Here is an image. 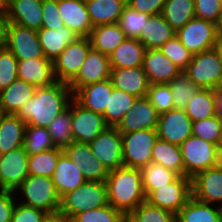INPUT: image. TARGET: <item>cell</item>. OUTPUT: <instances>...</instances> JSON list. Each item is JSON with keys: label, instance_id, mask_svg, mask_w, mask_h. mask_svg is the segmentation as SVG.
Segmentation results:
<instances>
[{"label": "cell", "instance_id": "obj_61", "mask_svg": "<svg viewBox=\"0 0 222 222\" xmlns=\"http://www.w3.org/2000/svg\"><path fill=\"white\" fill-rule=\"evenodd\" d=\"M216 147L218 149V152L222 156V127H221V132L218 135V139H217V142H216Z\"/></svg>", "mask_w": 222, "mask_h": 222}, {"label": "cell", "instance_id": "obj_42", "mask_svg": "<svg viewBox=\"0 0 222 222\" xmlns=\"http://www.w3.org/2000/svg\"><path fill=\"white\" fill-rule=\"evenodd\" d=\"M23 147L28 155L56 148L50 133L45 127L26 125Z\"/></svg>", "mask_w": 222, "mask_h": 222}, {"label": "cell", "instance_id": "obj_26", "mask_svg": "<svg viewBox=\"0 0 222 222\" xmlns=\"http://www.w3.org/2000/svg\"><path fill=\"white\" fill-rule=\"evenodd\" d=\"M51 178L60 198L86 182L81 168L71 161L64 152L58 157L57 164Z\"/></svg>", "mask_w": 222, "mask_h": 222}, {"label": "cell", "instance_id": "obj_23", "mask_svg": "<svg viewBox=\"0 0 222 222\" xmlns=\"http://www.w3.org/2000/svg\"><path fill=\"white\" fill-rule=\"evenodd\" d=\"M110 79L113 87L136 98L144 97L150 86L142 66L111 69Z\"/></svg>", "mask_w": 222, "mask_h": 222}, {"label": "cell", "instance_id": "obj_37", "mask_svg": "<svg viewBox=\"0 0 222 222\" xmlns=\"http://www.w3.org/2000/svg\"><path fill=\"white\" fill-rule=\"evenodd\" d=\"M136 97L113 88L111 96H109L108 107L103 117L108 126L116 127L133 107Z\"/></svg>", "mask_w": 222, "mask_h": 222}, {"label": "cell", "instance_id": "obj_57", "mask_svg": "<svg viewBox=\"0 0 222 222\" xmlns=\"http://www.w3.org/2000/svg\"><path fill=\"white\" fill-rule=\"evenodd\" d=\"M6 14L0 13V48L5 46L6 43Z\"/></svg>", "mask_w": 222, "mask_h": 222}, {"label": "cell", "instance_id": "obj_39", "mask_svg": "<svg viewBox=\"0 0 222 222\" xmlns=\"http://www.w3.org/2000/svg\"><path fill=\"white\" fill-rule=\"evenodd\" d=\"M146 198L155 190L172 182L178 175L162 165L150 163L141 169Z\"/></svg>", "mask_w": 222, "mask_h": 222}, {"label": "cell", "instance_id": "obj_59", "mask_svg": "<svg viewBox=\"0 0 222 222\" xmlns=\"http://www.w3.org/2000/svg\"><path fill=\"white\" fill-rule=\"evenodd\" d=\"M216 29H217V38L218 41H222V14L219 18L218 23L216 24Z\"/></svg>", "mask_w": 222, "mask_h": 222}, {"label": "cell", "instance_id": "obj_1", "mask_svg": "<svg viewBox=\"0 0 222 222\" xmlns=\"http://www.w3.org/2000/svg\"><path fill=\"white\" fill-rule=\"evenodd\" d=\"M72 99L73 93L68 84L58 81L52 86L37 87L34 96L16 115L26 125L46 128L56 116L68 108Z\"/></svg>", "mask_w": 222, "mask_h": 222}, {"label": "cell", "instance_id": "obj_51", "mask_svg": "<svg viewBox=\"0 0 222 222\" xmlns=\"http://www.w3.org/2000/svg\"><path fill=\"white\" fill-rule=\"evenodd\" d=\"M195 17L215 24L222 14L220 0H194Z\"/></svg>", "mask_w": 222, "mask_h": 222}, {"label": "cell", "instance_id": "obj_58", "mask_svg": "<svg viewBox=\"0 0 222 222\" xmlns=\"http://www.w3.org/2000/svg\"><path fill=\"white\" fill-rule=\"evenodd\" d=\"M45 222H71V221L60 214H55V215H49V217L45 220Z\"/></svg>", "mask_w": 222, "mask_h": 222}, {"label": "cell", "instance_id": "obj_48", "mask_svg": "<svg viewBox=\"0 0 222 222\" xmlns=\"http://www.w3.org/2000/svg\"><path fill=\"white\" fill-rule=\"evenodd\" d=\"M159 49L181 71H184L192 60L193 54L181 43L176 35L165 42Z\"/></svg>", "mask_w": 222, "mask_h": 222}, {"label": "cell", "instance_id": "obj_54", "mask_svg": "<svg viewBox=\"0 0 222 222\" xmlns=\"http://www.w3.org/2000/svg\"><path fill=\"white\" fill-rule=\"evenodd\" d=\"M16 201L13 191L0 189V222H11Z\"/></svg>", "mask_w": 222, "mask_h": 222}, {"label": "cell", "instance_id": "obj_22", "mask_svg": "<svg viewBox=\"0 0 222 222\" xmlns=\"http://www.w3.org/2000/svg\"><path fill=\"white\" fill-rule=\"evenodd\" d=\"M18 79L36 87L52 86L57 81L53 61L46 58H31L18 61Z\"/></svg>", "mask_w": 222, "mask_h": 222}, {"label": "cell", "instance_id": "obj_4", "mask_svg": "<svg viewBox=\"0 0 222 222\" xmlns=\"http://www.w3.org/2000/svg\"><path fill=\"white\" fill-rule=\"evenodd\" d=\"M108 204L105 182L86 181L60 198L58 214L71 220L76 214Z\"/></svg>", "mask_w": 222, "mask_h": 222}, {"label": "cell", "instance_id": "obj_33", "mask_svg": "<svg viewBox=\"0 0 222 222\" xmlns=\"http://www.w3.org/2000/svg\"><path fill=\"white\" fill-rule=\"evenodd\" d=\"M85 3L91 23L95 27L118 23L127 0H88Z\"/></svg>", "mask_w": 222, "mask_h": 222}, {"label": "cell", "instance_id": "obj_52", "mask_svg": "<svg viewBox=\"0 0 222 222\" xmlns=\"http://www.w3.org/2000/svg\"><path fill=\"white\" fill-rule=\"evenodd\" d=\"M49 214L16 201L11 222H45Z\"/></svg>", "mask_w": 222, "mask_h": 222}, {"label": "cell", "instance_id": "obj_36", "mask_svg": "<svg viewBox=\"0 0 222 222\" xmlns=\"http://www.w3.org/2000/svg\"><path fill=\"white\" fill-rule=\"evenodd\" d=\"M161 15L177 31L195 17L194 0H166Z\"/></svg>", "mask_w": 222, "mask_h": 222}, {"label": "cell", "instance_id": "obj_47", "mask_svg": "<svg viewBox=\"0 0 222 222\" xmlns=\"http://www.w3.org/2000/svg\"><path fill=\"white\" fill-rule=\"evenodd\" d=\"M146 97L159 115L174 108V98L169 84H150Z\"/></svg>", "mask_w": 222, "mask_h": 222}, {"label": "cell", "instance_id": "obj_6", "mask_svg": "<svg viewBox=\"0 0 222 222\" xmlns=\"http://www.w3.org/2000/svg\"><path fill=\"white\" fill-rule=\"evenodd\" d=\"M180 150L185 169V176L193 178L197 173L215 167L222 162V156L215 144L189 136L181 145Z\"/></svg>", "mask_w": 222, "mask_h": 222}, {"label": "cell", "instance_id": "obj_16", "mask_svg": "<svg viewBox=\"0 0 222 222\" xmlns=\"http://www.w3.org/2000/svg\"><path fill=\"white\" fill-rule=\"evenodd\" d=\"M192 121L183 109H171L159 115L157 136L163 141L181 145L192 135Z\"/></svg>", "mask_w": 222, "mask_h": 222}, {"label": "cell", "instance_id": "obj_56", "mask_svg": "<svg viewBox=\"0 0 222 222\" xmlns=\"http://www.w3.org/2000/svg\"><path fill=\"white\" fill-rule=\"evenodd\" d=\"M214 102H215V116L222 120V89L217 88L214 90Z\"/></svg>", "mask_w": 222, "mask_h": 222}, {"label": "cell", "instance_id": "obj_17", "mask_svg": "<svg viewBox=\"0 0 222 222\" xmlns=\"http://www.w3.org/2000/svg\"><path fill=\"white\" fill-rule=\"evenodd\" d=\"M192 196L198 201L222 207V162L192 178Z\"/></svg>", "mask_w": 222, "mask_h": 222}, {"label": "cell", "instance_id": "obj_5", "mask_svg": "<svg viewBox=\"0 0 222 222\" xmlns=\"http://www.w3.org/2000/svg\"><path fill=\"white\" fill-rule=\"evenodd\" d=\"M183 72L199 89L221 88L222 58L218 47L194 54Z\"/></svg>", "mask_w": 222, "mask_h": 222}, {"label": "cell", "instance_id": "obj_11", "mask_svg": "<svg viewBox=\"0 0 222 222\" xmlns=\"http://www.w3.org/2000/svg\"><path fill=\"white\" fill-rule=\"evenodd\" d=\"M5 46L13 53L16 59L27 60L45 58L37 31L7 22Z\"/></svg>", "mask_w": 222, "mask_h": 222}, {"label": "cell", "instance_id": "obj_12", "mask_svg": "<svg viewBox=\"0 0 222 222\" xmlns=\"http://www.w3.org/2000/svg\"><path fill=\"white\" fill-rule=\"evenodd\" d=\"M90 48L91 43L88 37H79L68 44L53 61L57 81L68 84L77 75Z\"/></svg>", "mask_w": 222, "mask_h": 222}, {"label": "cell", "instance_id": "obj_55", "mask_svg": "<svg viewBox=\"0 0 222 222\" xmlns=\"http://www.w3.org/2000/svg\"><path fill=\"white\" fill-rule=\"evenodd\" d=\"M166 0H127V5L132 9L148 15L162 12Z\"/></svg>", "mask_w": 222, "mask_h": 222}, {"label": "cell", "instance_id": "obj_62", "mask_svg": "<svg viewBox=\"0 0 222 222\" xmlns=\"http://www.w3.org/2000/svg\"><path fill=\"white\" fill-rule=\"evenodd\" d=\"M217 47H218V49H219V52H220V55H221V58H222V41H219V42H218Z\"/></svg>", "mask_w": 222, "mask_h": 222}, {"label": "cell", "instance_id": "obj_21", "mask_svg": "<svg viewBox=\"0 0 222 222\" xmlns=\"http://www.w3.org/2000/svg\"><path fill=\"white\" fill-rule=\"evenodd\" d=\"M58 11L64 25L79 37H89L93 25L83 0H58Z\"/></svg>", "mask_w": 222, "mask_h": 222}, {"label": "cell", "instance_id": "obj_63", "mask_svg": "<svg viewBox=\"0 0 222 222\" xmlns=\"http://www.w3.org/2000/svg\"><path fill=\"white\" fill-rule=\"evenodd\" d=\"M123 222H133L128 216H125Z\"/></svg>", "mask_w": 222, "mask_h": 222}, {"label": "cell", "instance_id": "obj_60", "mask_svg": "<svg viewBox=\"0 0 222 222\" xmlns=\"http://www.w3.org/2000/svg\"><path fill=\"white\" fill-rule=\"evenodd\" d=\"M10 0H0V13L6 14L9 8Z\"/></svg>", "mask_w": 222, "mask_h": 222}, {"label": "cell", "instance_id": "obj_50", "mask_svg": "<svg viewBox=\"0 0 222 222\" xmlns=\"http://www.w3.org/2000/svg\"><path fill=\"white\" fill-rule=\"evenodd\" d=\"M222 120L216 116L195 121L192 123V135L216 145L218 135L221 132Z\"/></svg>", "mask_w": 222, "mask_h": 222}, {"label": "cell", "instance_id": "obj_46", "mask_svg": "<svg viewBox=\"0 0 222 222\" xmlns=\"http://www.w3.org/2000/svg\"><path fill=\"white\" fill-rule=\"evenodd\" d=\"M125 215L110 204L76 214L71 222H123Z\"/></svg>", "mask_w": 222, "mask_h": 222}, {"label": "cell", "instance_id": "obj_53", "mask_svg": "<svg viewBox=\"0 0 222 222\" xmlns=\"http://www.w3.org/2000/svg\"><path fill=\"white\" fill-rule=\"evenodd\" d=\"M64 22L58 11V0H43L42 2V27L58 29Z\"/></svg>", "mask_w": 222, "mask_h": 222}, {"label": "cell", "instance_id": "obj_19", "mask_svg": "<svg viewBox=\"0 0 222 222\" xmlns=\"http://www.w3.org/2000/svg\"><path fill=\"white\" fill-rule=\"evenodd\" d=\"M159 114L146 96L136 98L132 109L123 116L116 126L121 134L144 129H156Z\"/></svg>", "mask_w": 222, "mask_h": 222}, {"label": "cell", "instance_id": "obj_34", "mask_svg": "<svg viewBox=\"0 0 222 222\" xmlns=\"http://www.w3.org/2000/svg\"><path fill=\"white\" fill-rule=\"evenodd\" d=\"M88 38L92 48L109 56L127 37L116 23L93 27Z\"/></svg>", "mask_w": 222, "mask_h": 222}, {"label": "cell", "instance_id": "obj_9", "mask_svg": "<svg viewBox=\"0 0 222 222\" xmlns=\"http://www.w3.org/2000/svg\"><path fill=\"white\" fill-rule=\"evenodd\" d=\"M192 197V178L177 176L172 182L153 191L146 201L176 215Z\"/></svg>", "mask_w": 222, "mask_h": 222}, {"label": "cell", "instance_id": "obj_7", "mask_svg": "<svg viewBox=\"0 0 222 222\" xmlns=\"http://www.w3.org/2000/svg\"><path fill=\"white\" fill-rule=\"evenodd\" d=\"M121 135L124 166L142 169L152 163V148L158 139L156 129H144Z\"/></svg>", "mask_w": 222, "mask_h": 222}, {"label": "cell", "instance_id": "obj_29", "mask_svg": "<svg viewBox=\"0 0 222 222\" xmlns=\"http://www.w3.org/2000/svg\"><path fill=\"white\" fill-rule=\"evenodd\" d=\"M176 31L159 14L150 15L138 40L145 49H159L165 42L172 39Z\"/></svg>", "mask_w": 222, "mask_h": 222}, {"label": "cell", "instance_id": "obj_8", "mask_svg": "<svg viewBox=\"0 0 222 222\" xmlns=\"http://www.w3.org/2000/svg\"><path fill=\"white\" fill-rule=\"evenodd\" d=\"M176 37L194 55L217 47L216 24L197 17L176 31Z\"/></svg>", "mask_w": 222, "mask_h": 222}, {"label": "cell", "instance_id": "obj_2", "mask_svg": "<svg viewBox=\"0 0 222 222\" xmlns=\"http://www.w3.org/2000/svg\"><path fill=\"white\" fill-rule=\"evenodd\" d=\"M105 184L108 204L125 216L146 200L141 169L122 166L111 170Z\"/></svg>", "mask_w": 222, "mask_h": 222}, {"label": "cell", "instance_id": "obj_20", "mask_svg": "<svg viewBox=\"0 0 222 222\" xmlns=\"http://www.w3.org/2000/svg\"><path fill=\"white\" fill-rule=\"evenodd\" d=\"M142 67L150 84H168L182 72L160 49L145 50Z\"/></svg>", "mask_w": 222, "mask_h": 222}, {"label": "cell", "instance_id": "obj_27", "mask_svg": "<svg viewBox=\"0 0 222 222\" xmlns=\"http://www.w3.org/2000/svg\"><path fill=\"white\" fill-rule=\"evenodd\" d=\"M44 57L54 61L68 44L73 43L79 36L63 26L58 29L41 28L37 31Z\"/></svg>", "mask_w": 222, "mask_h": 222}, {"label": "cell", "instance_id": "obj_43", "mask_svg": "<svg viewBox=\"0 0 222 222\" xmlns=\"http://www.w3.org/2000/svg\"><path fill=\"white\" fill-rule=\"evenodd\" d=\"M168 84L173 94L175 109L184 110L199 89L183 71Z\"/></svg>", "mask_w": 222, "mask_h": 222}, {"label": "cell", "instance_id": "obj_45", "mask_svg": "<svg viewBox=\"0 0 222 222\" xmlns=\"http://www.w3.org/2000/svg\"><path fill=\"white\" fill-rule=\"evenodd\" d=\"M150 15L138 12L126 5L120 15L118 24L127 38L138 39Z\"/></svg>", "mask_w": 222, "mask_h": 222}, {"label": "cell", "instance_id": "obj_38", "mask_svg": "<svg viewBox=\"0 0 222 222\" xmlns=\"http://www.w3.org/2000/svg\"><path fill=\"white\" fill-rule=\"evenodd\" d=\"M184 110L192 122L215 116L214 90L198 89Z\"/></svg>", "mask_w": 222, "mask_h": 222}, {"label": "cell", "instance_id": "obj_18", "mask_svg": "<svg viewBox=\"0 0 222 222\" xmlns=\"http://www.w3.org/2000/svg\"><path fill=\"white\" fill-rule=\"evenodd\" d=\"M63 152L81 168L86 181L105 182L109 171L94 156L88 143L72 141Z\"/></svg>", "mask_w": 222, "mask_h": 222}, {"label": "cell", "instance_id": "obj_15", "mask_svg": "<svg viewBox=\"0 0 222 222\" xmlns=\"http://www.w3.org/2000/svg\"><path fill=\"white\" fill-rule=\"evenodd\" d=\"M111 67L109 56L90 48L86 60L77 75L68 83L72 93L88 84L110 79Z\"/></svg>", "mask_w": 222, "mask_h": 222}, {"label": "cell", "instance_id": "obj_49", "mask_svg": "<svg viewBox=\"0 0 222 222\" xmlns=\"http://www.w3.org/2000/svg\"><path fill=\"white\" fill-rule=\"evenodd\" d=\"M18 78V60L6 47L0 48V92Z\"/></svg>", "mask_w": 222, "mask_h": 222}, {"label": "cell", "instance_id": "obj_44", "mask_svg": "<svg viewBox=\"0 0 222 222\" xmlns=\"http://www.w3.org/2000/svg\"><path fill=\"white\" fill-rule=\"evenodd\" d=\"M128 217L133 222H176L175 215L171 211L151 205L146 200L133 210Z\"/></svg>", "mask_w": 222, "mask_h": 222}, {"label": "cell", "instance_id": "obj_28", "mask_svg": "<svg viewBox=\"0 0 222 222\" xmlns=\"http://www.w3.org/2000/svg\"><path fill=\"white\" fill-rule=\"evenodd\" d=\"M36 86L16 79L10 86L0 92V111L2 114L16 115L23 105L31 99Z\"/></svg>", "mask_w": 222, "mask_h": 222}, {"label": "cell", "instance_id": "obj_35", "mask_svg": "<svg viewBox=\"0 0 222 222\" xmlns=\"http://www.w3.org/2000/svg\"><path fill=\"white\" fill-rule=\"evenodd\" d=\"M152 163L162 165L175 172L178 176H185L180 146L157 139L152 148Z\"/></svg>", "mask_w": 222, "mask_h": 222}, {"label": "cell", "instance_id": "obj_10", "mask_svg": "<svg viewBox=\"0 0 222 222\" xmlns=\"http://www.w3.org/2000/svg\"><path fill=\"white\" fill-rule=\"evenodd\" d=\"M107 127L102 114L85 109L74 99L71 100L73 141L89 144Z\"/></svg>", "mask_w": 222, "mask_h": 222}, {"label": "cell", "instance_id": "obj_31", "mask_svg": "<svg viewBox=\"0 0 222 222\" xmlns=\"http://www.w3.org/2000/svg\"><path fill=\"white\" fill-rule=\"evenodd\" d=\"M176 222H222V207L196 200L193 196L175 215Z\"/></svg>", "mask_w": 222, "mask_h": 222}, {"label": "cell", "instance_id": "obj_32", "mask_svg": "<svg viewBox=\"0 0 222 222\" xmlns=\"http://www.w3.org/2000/svg\"><path fill=\"white\" fill-rule=\"evenodd\" d=\"M144 45L136 38H126L110 55L111 69L139 67L143 64Z\"/></svg>", "mask_w": 222, "mask_h": 222}, {"label": "cell", "instance_id": "obj_30", "mask_svg": "<svg viewBox=\"0 0 222 222\" xmlns=\"http://www.w3.org/2000/svg\"><path fill=\"white\" fill-rule=\"evenodd\" d=\"M26 123L17 115L0 116V155L22 147L24 144Z\"/></svg>", "mask_w": 222, "mask_h": 222}, {"label": "cell", "instance_id": "obj_24", "mask_svg": "<svg viewBox=\"0 0 222 222\" xmlns=\"http://www.w3.org/2000/svg\"><path fill=\"white\" fill-rule=\"evenodd\" d=\"M43 0H10L7 21L38 31L42 27Z\"/></svg>", "mask_w": 222, "mask_h": 222}, {"label": "cell", "instance_id": "obj_41", "mask_svg": "<svg viewBox=\"0 0 222 222\" xmlns=\"http://www.w3.org/2000/svg\"><path fill=\"white\" fill-rule=\"evenodd\" d=\"M63 153V149L53 148L45 152L29 155L28 172L29 175H40L52 177L58 157Z\"/></svg>", "mask_w": 222, "mask_h": 222}, {"label": "cell", "instance_id": "obj_25", "mask_svg": "<svg viewBox=\"0 0 222 222\" xmlns=\"http://www.w3.org/2000/svg\"><path fill=\"white\" fill-rule=\"evenodd\" d=\"M111 79L88 84L73 94V99L85 109L104 114L108 107L109 96L113 91Z\"/></svg>", "mask_w": 222, "mask_h": 222}, {"label": "cell", "instance_id": "obj_14", "mask_svg": "<svg viewBox=\"0 0 222 222\" xmlns=\"http://www.w3.org/2000/svg\"><path fill=\"white\" fill-rule=\"evenodd\" d=\"M29 155L24 147L0 155V189L15 191L29 176Z\"/></svg>", "mask_w": 222, "mask_h": 222}, {"label": "cell", "instance_id": "obj_3", "mask_svg": "<svg viewBox=\"0 0 222 222\" xmlns=\"http://www.w3.org/2000/svg\"><path fill=\"white\" fill-rule=\"evenodd\" d=\"M14 193L16 200L24 205L43 210L49 215L59 212L60 197L51 177L29 175Z\"/></svg>", "mask_w": 222, "mask_h": 222}, {"label": "cell", "instance_id": "obj_40", "mask_svg": "<svg viewBox=\"0 0 222 222\" xmlns=\"http://www.w3.org/2000/svg\"><path fill=\"white\" fill-rule=\"evenodd\" d=\"M46 129L50 133L56 148L64 149L73 141L71 131V101L68 108L56 116Z\"/></svg>", "mask_w": 222, "mask_h": 222}, {"label": "cell", "instance_id": "obj_13", "mask_svg": "<svg viewBox=\"0 0 222 222\" xmlns=\"http://www.w3.org/2000/svg\"><path fill=\"white\" fill-rule=\"evenodd\" d=\"M89 145L94 156L108 171L124 166L122 135L116 127L108 126Z\"/></svg>", "mask_w": 222, "mask_h": 222}]
</instances>
